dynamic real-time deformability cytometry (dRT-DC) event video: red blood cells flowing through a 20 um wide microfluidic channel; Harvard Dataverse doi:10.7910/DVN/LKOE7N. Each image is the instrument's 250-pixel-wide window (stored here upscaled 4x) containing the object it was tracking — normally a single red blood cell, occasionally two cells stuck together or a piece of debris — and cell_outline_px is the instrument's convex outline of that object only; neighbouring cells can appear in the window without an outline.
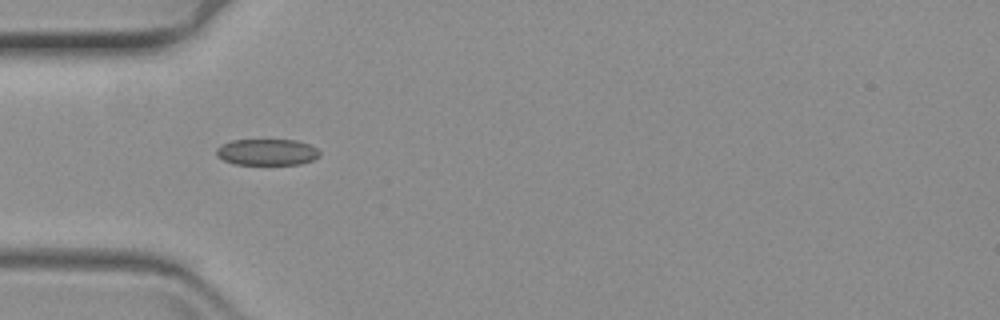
{"species": "common noctule bat (a hibernating species)", "species_latin": "Nyctalus noctula", "temperature_condition": "warm", "stored_images_in_passage": 43, "camera_frame_rate_fps": 3000, "um_per_image_px": 0.085, "animal": {"sex": "female", "body_mass_g": 19.3, "forearm_length_mm": 54.1}, "frame": {"image": 1, "passage_image": 1, "time_ms": 0.0, "image_size_px": [1000, 320], "cell_outline_px": [[320, 156], [312, 160], [300, 164], [236, 164], [224, 160], [216, 156], [216, 148], [220, 144], [232, 140], [296, 140], [308, 144], [316, 148], [320, 152]], "centroid_in_image_um": [22.67, 12.92], "position_along_channel_um": 62.3, "area_um2": 15.84}}
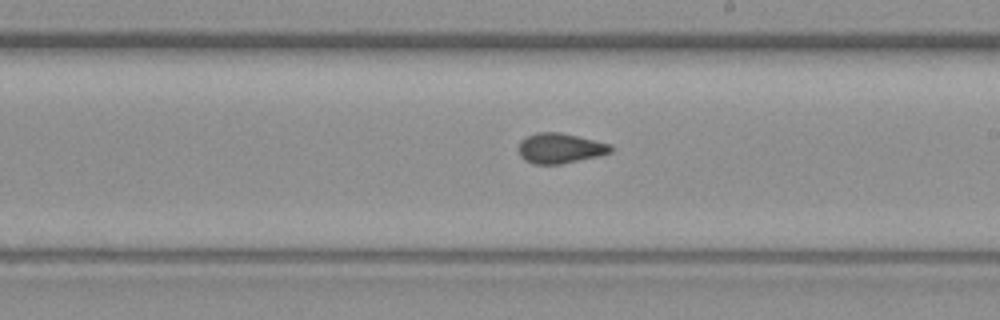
{"frame": {"image": 2, "passage_image": 17, "time_ms": 5.333, "image_size_px": [1000, 320], "cell_outline_px": [[612, 152], [596, 156], [560, 164], [532, 164], [524, 160], [520, 156], [520, 140], [536, 132], [560, 132], [612, 144]], "centroid_in_image_um": [47.6, 12.59], "position_along_channel_um": 241.4, "area_um2": 16.07}}
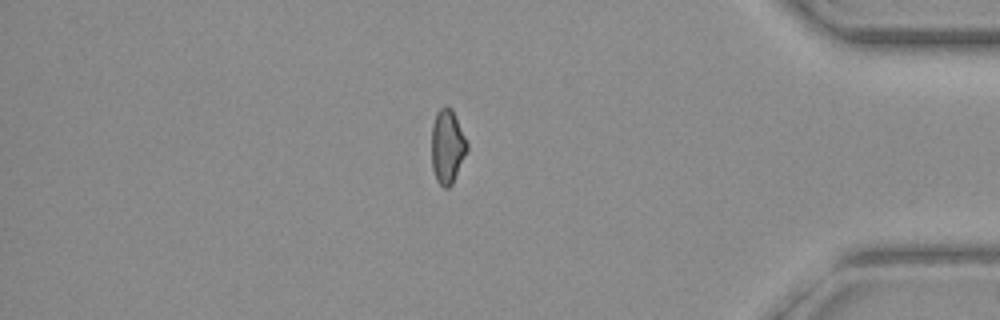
{"frame": {"image": 3, "passage_image": 34, "time_ms": 11.0, "image_size_px": [1000, 320], "cell_outline_px": [[468, 148], [452, 184], [448, 188], [444, 188], [436, 180], [432, 168], [432, 124], [436, 112], [444, 104], [452, 108], [468, 144]], "centroid_in_image_um": [38.01, 12.42], "position_along_channel_um": 397.2, "area_um2": 15.32}}